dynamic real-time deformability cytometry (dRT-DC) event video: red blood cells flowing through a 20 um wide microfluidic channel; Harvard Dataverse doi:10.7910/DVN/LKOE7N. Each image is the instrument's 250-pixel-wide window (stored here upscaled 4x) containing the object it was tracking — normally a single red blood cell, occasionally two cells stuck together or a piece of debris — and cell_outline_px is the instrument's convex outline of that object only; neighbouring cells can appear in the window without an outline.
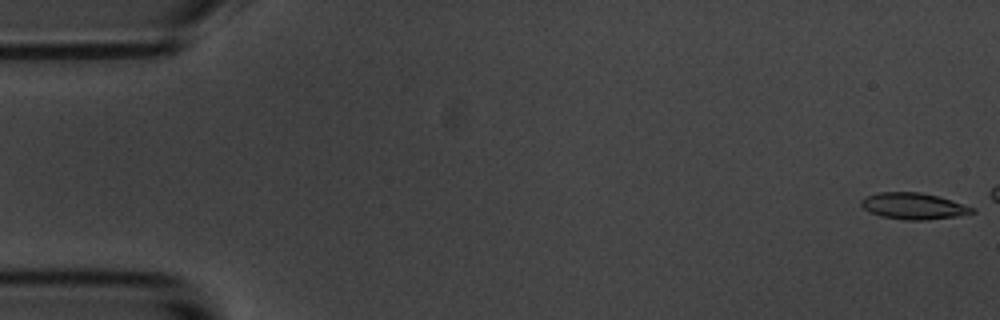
{"species": "common noctule bat (a hibernating species)", "species_latin": "Nyctalus noctula", "temperature_condition": "room temperature", "stored_images_in_passage": 12, "camera_frame_rate_fps": 3000, "um_per_image_px": 0.085, "animal": {"sex": "male", "body_mass_g": 20.1, "forearm_length_mm": 53.5}, "frame": {"image": 1, "passage_image": 1, "time_ms": 0.0, "image_size_px": [1000, 320], "cell_outline_px": [[976, 212], [956, 216], [928, 220], [904, 220], [880, 216], [868, 212], [860, 204], [860, 200], [868, 196], [880, 192], [920, 192], [936, 196], [976, 208]], "centroid_in_image_um": [77.63, 17.53], "position_along_channel_um": 7.4, "area_um2": 16.99}}